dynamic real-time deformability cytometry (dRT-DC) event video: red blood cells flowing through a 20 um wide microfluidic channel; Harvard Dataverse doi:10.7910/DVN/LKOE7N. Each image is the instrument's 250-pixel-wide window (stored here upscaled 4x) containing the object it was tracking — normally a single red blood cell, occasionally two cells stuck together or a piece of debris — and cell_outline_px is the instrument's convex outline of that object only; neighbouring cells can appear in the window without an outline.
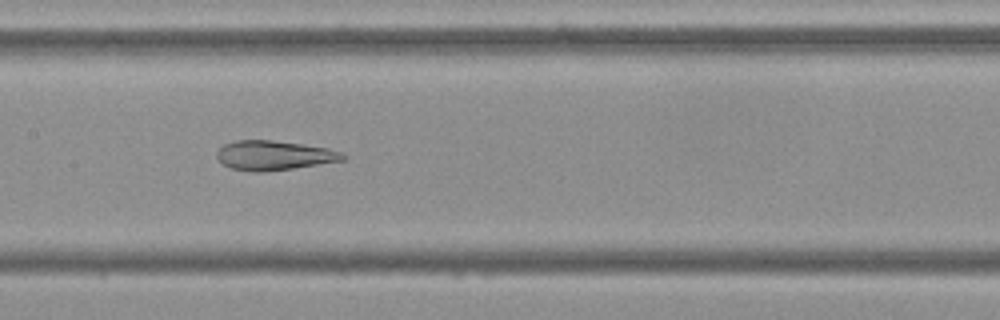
{"species": "Egyptian fruit bat (a non-hibernating species)", "species_latin": "Rousettus aegyptiacus", "temperature_condition": "cold", "stored_images_in_passage": 54, "camera_frame_rate_fps": 3000, "um_per_image_px": 0.085, "frame": {"image": 1, "passage_image": 26, "time_ms": 8.333, "image_size_px": [1000, 320], "cell_outline_px": [[344, 160], [292, 168], [264, 172], [252, 172], [232, 168], [224, 164], [216, 156], [216, 152], [224, 144], [236, 140], [272, 140], [328, 148], [340, 152], [344, 156]], "centroid_in_image_um": [23.25, 13.2], "position_along_channel_um": 184.2, "area_um2": 21.33}}
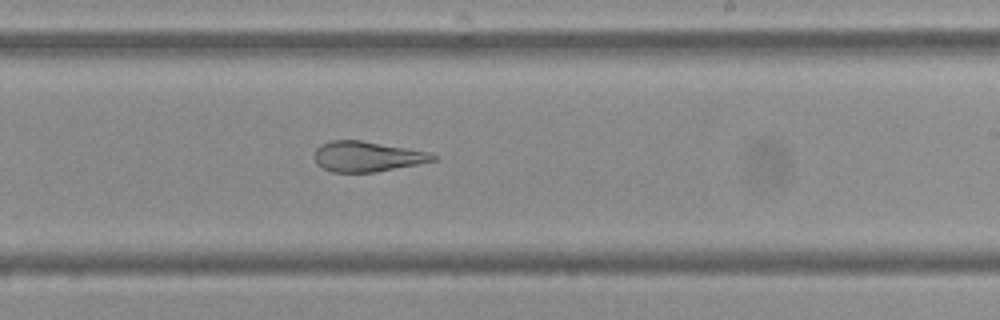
{"frame": {"image": 2, "passage_image": 32, "time_ms": 10.333, "image_size_px": [1000, 320], "cell_outline_px": [[436, 160], [376, 172], [332, 172], [316, 164], [316, 148], [320, 144], [332, 140], [360, 140], [432, 152], [436, 156]], "centroid_in_image_um": [31.21, 13.29], "position_along_channel_um": 257.8, "area_um2": 20.81}}
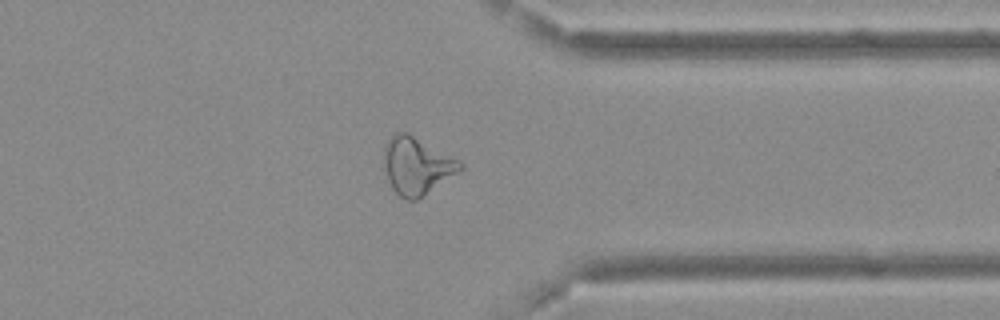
{"frame": {"image": 3, "passage_image": 42, "time_ms": 13.667, "image_size_px": [1000, 320], "cell_outline_px": [[464, 168], [460, 172], [424, 196], [416, 200], [408, 200], [400, 196], [392, 188], [388, 180], [384, 164], [384, 148], [388, 140], [396, 132], [408, 132], [460, 160], [464, 164]], "centroid_in_image_um": [35.46, 14.1], "position_along_channel_um": 375.9, "area_um2": 25.61}, "authors_computed_cell_mechanics": {"area_um2": 26.588, "velocity_mm_per_s": 3.6995, "shape_relaxation_time_tau1_ms": null, "shape_relaxation_time_tau2_ms": 2.3831, "deformation_change_tau1": null, "deformation_change_tau2": 0.11}}